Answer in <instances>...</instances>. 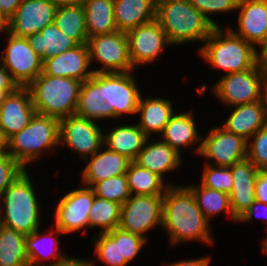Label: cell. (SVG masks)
<instances>
[{"instance_id":"obj_19","label":"cell","mask_w":267,"mask_h":266,"mask_svg":"<svg viewBox=\"0 0 267 266\" xmlns=\"http://www.w3.org/2000/svg\"><path fill=\"white\" fill-rule=\"evenodd\" d=\"M90 65L87 44H78L62 54L44 60L42 73L52 77H68L84 82L94 74Z\"/></svg>"},{"instance_id":"obj_39","label":"cell","mask_w":267,"mask_h":266,"mask_svg":"<svg viewBox=\"0 0 267 266\" xmlns=\"http://www.w3.org/2000/svg\"><path fill=\"white\" fill-rule=\"evenodd\" d=\"M200 184L206 188L230 194L233 187V177L230 167L204 164Z\"/></svg>"},{"instance_id":"obj_21","label":"cell","mask_w":267,"mask_h":266,"mask_svg":"<svg viewBox=\"0 0 267 266\" xmlns=\"http://www.w3.org/2000/svg\"><path fill=\"white\" fill-rule=\"evenodd\" d=\"M233 187L229 194L233 217L238 220L256 201L255 182L258 169L246 157L230 167Z\"/></svg>"},{"instance_id":"obj_9","label":"cell","mask_w":267,"mask_h":266,"mask_svg":"<svg viewBox=\"0 0 267 266\" xmlns=\"http://www.w3.org/2000/svg\"><path fill=\"white\" fill-rule=\"evenodd\" d=\"M3 35L7 38V45L0 52V62L19 87H27L42 73L43 61L31 48L27 38L8 32Z\"/></svg>"},{"instance_id":"obj_8","label":"cell","mask_w":267,"mask_h":266,"mask_svg":"<svg viewBox=\"0 0 267 266\" xmlns=\"http://www.w3.org/2000/svg\"><path fill=\"white\" fill-rule=\"evenodd\" d=\"M163 195H131L121 205L119 228L148 241L147 231L162 227Z\"/></svg>"},{"instance_id":"obj_45","label":"cell","mask_w":267,"mask_h":266,"mask_svg":"<svg viewBox=\"0 0 267 266\" xmlns=\"http://www.w3.org/2000/svg\"><path fill=\"white\" fill-rule=\"evenodd\" d=\"M262 210V211H261ZM261 211L259 214L260 216H263L266 218V224H267V204L255 201L253 202L248 210L237 220V222H243V223H250V221L254 220V217L256 218L258 216V212ZM263 214V215H262ZM260 216H258L260 218ZM262 217V218H263ZM261 219V218H260ZM265 232H267V225L265 226Z\"/></svg>"},{"instance_id":"obj_5","label":"cell","mask_w":267,"mask_h":266,"mask_svg":"<svg viewBox=\"0 0 267 266\" xmlns=\"http://www.w3.org/2000/svg\"><path fill=\"white\" fill-rule=\"evenodd\" d=\"M60 120L36 113L29 124L8 140V154L25 170L44 152L59 148Z\"/></svg>"},{"instance_id":"obj_56","label":"cell","mask_w":267,"mask_h":266,"mask_svg":"<svg viewBox=\"0 0 267 266\" xmlns=\"http://www.w3.org/2000/svg\"><path fill=\"white\" fill-rule=\"evenodd\" d=\"M266 236H267V234H266ZM261 243H262L261 245H267V237L263 238V241Z\"/></svg>"},{"instance_id":"obj_48","label":"cell","mask_w":267,"mask_h":266,"mask_svg":"<svg viewBox=\"0 0 267 266\" xmlns=\"http://www.w3.org/2000/svg\"><path fill=\"white\" fill-rule=\"evenodd\" d=\"M211 255H204L203 257H197L195 259H186L178 260L174 262H167L165 266H210L211 263Z\"/></svg>"},{"instance_id":"obj_3","label":"cell","mask_w":267,"mask_h":266,"mask_svg":"<svg viewBox=\"0 0 267 266\" xmlns=\"http://www.w3.org/2000/svg\"><path fill=\"white\" fill-rule=\"evenodd\" d=\"M156 20L171 46L203 42L215 28L189 0H156Z\"/></svg>"},{"instance_id":"obj_33","label":"cell","mask_w":267,"mask_h":266,"mask_svg":"<svg viewBox=\"0 0 267 266\" xmlns=\"http://www.w3.org/2000/svg\"><path fill=\"white\" fill-rule=\"evenodd\" d=\"M131 195H164L170 185L154 172L131 161L126 172Z\"/></svg>"},{"instance_id":"obj_49","label":"cell","mask_w":267,"mask_h":266,"mask_svg":"<svg viewBox=\"0 0 267 266\" xmlns=\"http://www.w3.org/2000/svg\"><path fill=\"white\" fill-rule=\"evenodd\" d=\"M22 0H0V12L8 21L16 12Z\"/></svg>"},{"instance_id":"obj_55","label":"cell","mask_w":267,"mask_h":266,"mask_svg":"<svg viewBox=\"0 0 267 266\" xmlns=\"http://www.w3.org/2000/svg\"><path fill=\"white\" fill-rule=\"evenodd\" d=\"M261 247H262V252H263V255L266 253V255H267V245H261Z\"/></svg>"},{"instance_id":"obj_31","label":"cell","mask_w":267,"mask_h":266,"mask_svg":"<svg viewBox=\"0 0 267 266\" xmlns=\"http://www.w3.org/2000/svg\"><path fill=\"white\" fill-rule=\"evenodd\" d=\"M27 39L42 61L78 45L75 40L62 33L54 23L47 25L39 33L28 36Z\"/></svg>"},{"instance_id":"obj_44","label":"cell","mask_w":267,"mask_h":266,"mask_svg":"<svg viewBox=\"0 0 267 266\" xmlns=\"http://www.w3.org/2000/svg\"><path fill=\"white\" fill-rule=\"evenodd\" d=\"M19 86L12 79L9 72L5 69V67L0 62V105L4 101V98L7 94L15 91Z\"/></svg>"},{"instance_id":"obj_40","label":"cell","mask_w":267,"mask_h":266,"mask_svg":"<svg viewBox=\"0 0 267 266\" xmlns=\"http://www.w3.org/2000/svg\"><path fill=\"white\" fill-rule=\"evenodd\" d=\"M247 158L258 170H267V124L247 141Z\"/></svg>"},{"instance_id":"obj_41","label":"cell","mask_w":267,"mask_h":266,"mask_svg":"<svg viewBox=\"0 0 267 266\" xmlns=\"http://www.w3.org/2000/svg\"><path fill=\"white\" fill-rule=\"evenodd\" d=\"M215 27H221L212 15L236 11L238 0H189Z\"/></svg>"},{"instance_id":"obj_25","label":"cell","mask_w":267,"mask_h":266,"mask_svg":"<svg viewBox=\"0 0 267 266\" xmlns=\"http://www.w3.org/2000/svg\"><path fill=\"white\" fill-rule=\"evenodd\" d=\"M48 231L40 233L39 228L25 237L29 266L52 265L68 257L59 249L61 241L58 238L65 234L57 227L49 228ZM47 261L51 263L46 264Z\"/></svg>"},{"instance_id":"obj_53","label":"cell","mask_w":267,"mask_h":266,"mask_svg":"<svg viewBox=\"0 0 267 266\" xmlns=\"http://www.w3.org/2000/svg\"><path fill=\"white\" fill-rule=\"evenodd\" d=\"M8 30V21L0 12V35L4 34Z\"/></svg>"},{"instance_id":"obj_32","label":"cell","mask_w":267,"mask_h":266,"mask_svg":"<svg viewBox=\"0 0 267 266\" xmlns=\"http://www.w3.org/2000/svg\"><path fill=\"white\" fill-rule=\"evenodd\" d=\"M54 24L69 38L78 44H87L88 36L85 23V10L82 2L78 4L58 5Z\"/></svg>"},{"instance_id":"obj_34","label":"cell","mask_w":267,"mask_h":266,"mask_svg":"<svg viewBox=\"0 0 267 266\" xmlns=\"http://www.w3.org/2000/svg\"><path fill=\"white\" fill-rule=\"evenodd\" d=\"M186 186L195 196L198 207L209 222H211L213 217L215 218L217 215L225 213L226 216L227 214L230 216V221L232 220L233 223H238L233 217L229 194L206 188L200 183Z\"/></svg>"},{"instance_id":"obj_23","label":"cell","mask_w":267,"mask_h":266,"mask_svg":"<svg viewBox=\"0 0 267 266\" xmlns=\"http://www.w3.org/2000/svg\"><path fill=\"white\" fill-rule=\"evenodd\" d=\"M83 161L86 166L80 171V182L88 187L107 178L126 174L131 162L126 156L109 150L104 145L92 157Z\"/></svg>"},{"instance_id":"obj_15","label":"cell","mask_w":267,"mask_h":266,"mask_svg":"<svg viewBox=\"0 0 267 266\" xmlns=\"http://www.w3.org/2000/svg\"><path fill=\"white\" fill-rule=\"evenodd\" d=\"M75 114L96 122L112 119L109 73H94L82 82Z\"/></svg>"},{"instance_id":"obj_22","label":"cell","mask_w":267,"mask_h":266,"mask_svg":"<svg viewBox=\"0 0 267 266\" xmlns=\"http://www.w3.org/2000/svg\"><path fill=\"white\" fill-rule=\"evenodd\" d=\"M195 112L193 109L183 112H175L166 124L160 139L167 143L182 155V149H195V155H199L201 149L202 134L199 135ZM196 146L195 148H192ZM191 147V148H190Z\"/></svg>"},{"instance_id":"obj_13","label":"cell","mask_w":267,"mask_h":266,"mask_svg":"<svg viewBox=\"0 0 267 266\" xmlns=\"http://www.w3.org/2000/svg\"><path fill=\"white\" fill-rule=\"evenodd\" d=\"M199 156L206 159L205 164L231 167L247 157V140L228 132L221 125L214 126L205 137L202 136Z\"/></svg>"},{"instance_id":"obj_51","label":"cell","mask_w":267,"mask_h":266,"mask_svg":"<svg viewBox=\"0 0 267 266\" xmlns=\"http://www.w3.org/2000/svg\"><path fill=\"white\" fill-rule=\"evenodd\" d=\"M261 102L267 117V79H263L261 86Z\"/></svg>"},{"instance_id":"obj_37","label":"cell","mask_w":267,"mask_h":266,"mask_svg":"<svg viewBox=\"0 0 267 266\" xmlns=\"http://www.w3.org/2000/svg\"><path fill=\"white\" fill-rule=\"evenodd\" d=\"M121 205L106 199L94 197L89 211V228L97 229L98 233H107L120 224Z\"/></svg>"},{"instance_id":"obj_14","label":"cell","mask_w":267,"mask_h":266,"mask_svg":"<svg viewBox=\"0 0 267 266\" xmlns=\"http://www.w3.org/2000/svg\"><path fill=\"white\" fill-rule=\"evenodd\" d=\"M126 36L134 70L138 66L155 63L163 50L171 45L156 19L127 31Z\"/></svg>"},{"instance_id":"obj_18","label":"cell","mask_w":267,"mask_h":266,"mask_svg":"<svg viewBox=\"0 0 267 266\" xmlns=\"http://www.w3.org/2000/svg\"><path fill=\"white\" fill-rule=\"evenodd\" d=\"M36 114L27 87H18L0 105V130L8 140L24 129Z\"/></svg>"},{"instance_id":"obj_20","label":"cell","mask_w":267,"mask_h":266,"mask_svg":"<svg viewBox=\"0 0 267 266\" xmlns=\"http://www.w3.org/2000/svg\"><path fill=\"white\" fill-rule=\"evenodd\" d=\"M129 72H109V97L112 107V119H121L124 115H136L141 89L133 74Z\"/></svg>"},{"instance_id":"obj_52","label":"cell","mask_w":267,"mask_h":266,"mask_svg":"<svg viewBox=\"0 0 267 266\" xmlns=\"http://www.w3.org/2000/svg\"><path fill=\"white\" fill-rule=\"evenodd\" d=\"M8 154V143L4 134L0 130V157Z\"/></svg>"},{"instance_id":"obj_17","label":"cell","mask_w":267,"mask_h":266,"mask_svg":"<svg viewBox=\"0 0 267 266\" xmlns=\"http://www.w3.org/2000/svg\"><path fill=\"white\" fill-rule=\"evenodd\" d=\"M237 11V29L226 27L257 48L267 39V0H238Z\"/></svg>"},{"instance_id":"obj_28","label":"cell","mask_w":267,"mask_h":266,"mask_svg":"<svg viewBox=\"0 0 267 266\" xmlns=\"http://www.w3.org/2000/svg\"><path fill=\"white\" fill-rule=\"evenodd\" d=\"M107 131L103 136V145L131 161L136 159L148 138L137 124L131 122L129 125L117 124L113 128L109 127Z\"/></svg>"},{"instance_id":"obj_42","label":"cell","mask_w":267,"mask_h":266,"mask_svg":"<svg viewBox=\"0 0 267 266\" xmlns=\"http://www.w3.org/2000/svg\"><path fill=\"white\" fill-rule=\"evenodd\" d=\"M147 240L143 237L126 232L120 229V250L121 260H125L128 264L136 259L137 255L142 251Z\"/></svg>"},{"instance_id":"obj_11","label":"cell","mask_w":267,"mask_h":266,"mask_svg":"<svg viewBox=\"0 0 267 266\" xmlns=\"http://www.w3.org/2000/svg\"><path fill=\"white\" fill-rule=\"evenodd\" d=\"M104 132L96 121L73 114L60 120L59 145L85 160L103 146Z\"/></svg>"},{"instance_id":"obj_7","label":"cell","mask_w":267,"mask_h":266,"mask_svg":"<svg viewBox=\"0 0 267 266\" xmlns=\"http://www.w3.org/2000/svg\"><path fill=\"white\" fill-rule=\"evenodd\" d=\"M90 64L102 67L91 69L93 73L129 72L133 68L129 55L126 32L116 31L111 34L96 35L88 38Z\"/></svg>"},{"instance_id":"obj_26","label":"cell","mask_w":267,"mask_h":266,"mask_svg":"<svg viewBox=\"0 0 267 266\" xmlns=\"http://www.w3.org/2000/svg\"><path fill=\"white\" fill-rule=\"evenodd\" d=\"M176 110L173 109V103L170 98L160 97H140L136 115L138 118L136 124L143 130L148 137L160 135L166 124L169 122Z\"/></svg>"},{"instance_id":"obj_16","label":"cell","mask_w":267,"mask_h":266,"mask_svg":"<svg viewBox=\"0 0 267 266\" xmlns=\"http://www.w3.org/2000/svg\"><path fill=\"white\" fill-rule=\"evenodd\" d=\"M58 5L51 0H22L15 14L8 20L7 32L27 38L54 23Z\"/></svg>"},{"instance_id":"obj_50","label":"cell","mask_w":267,"mask_h":266,"mask_svg":"<svg viewBox=\"0 0 267 266\" xmlns=\"http://www.w3.org/2000/svg\"><path fill=\"white\" fill-rule=\"evenodd\" d=\"M47 266H96V262H92L91 259H80L75 257L68 256L64 260L54 263L52 265Z\"/></svg>"},{"instance_id":"obj_12","label":"cell","mask_w":267,"mask_h":266,"mask_svg":"<svg viewBox=\"0 0 267 266\" xmlns=\"http://www.w3.org/2000/svg\"><path fill=\"white\" fill-rule=\"evenodd\" d=\"M94 197L93 189L82 184L67 191L55 206L53 227L59 228L66 236L89 229V211Z\"/></svg>"},{"instance_id":"obj_27","label":"cell","mask_w":267,"mask_h":266,"mask_svg":"<svg viewBox=\"0 0 267 266\" xmlns=\"http://www.w3.org/2000/svg\"><path fill=\"white\" fill-rule=\"evenodd\" d=\"M229 108L233 110L228 118H225L221 127L247 141L267 124V117L261 101Z\"/></svg>"},{"instance_id":"obj_43","label":"cell","mask_w":267,"mask_h":266,"mask_svg":"<svg viewBox=\"0 0 267 266\" xmlns=\"http://www.w3.org/2000/svg\"><path fill=\"white\" fill-rule=\"evenodd\" d=\"M25 169L9 154L0 157V196Z\"/></svg>"},{"instance_id":"obj_10","label":"cell","mask_w":267,"mask_h":266,"mask_svg":"<svg viewBox=\"0 0 267 266\" xmlns=\"http://www.w3.org/2000/svg\"><path fill=\"white\" fill-rule=\"evenodd\" d=\"M263 77L254 65L243 71L222 75L213 83L211 90L215 98L229 107L261 101Z\"/></svg>"},{"instance_id":"obj_36","label":"cell","mask_w":267,"mask_h":266,"mask_svg":"<svg viewBox=\"0 0 267 266\" xmlns=\"http://www.w3.org/2000/svg\"><path fill=\"white\" fill-rule=\"evenodd\" d=\"M94 256L91 261L100 262L106 266H128L129 264L125 260H121L120 250V228H115L107 233L95 232ZM96 255V257H95Z\"/></svg>"},{"instance_id":"obj_35","label":"cell","mask_w":267,"mask_h":266,"mask_svg":"<svg viewBox=\"0 0 267 266\" xmlns=\"http://www.w3.org/2000/svg\"><path fill=\"white\" fill-rule=\"evenodd\" d=\"M25 237L0 224V266H29Z\"/></svg>"},{"instance_id":"obj_30","label":"cell","mask_w":267,"mask_h":266,"mask_svg":"<svg viewBox=\"0 0 267 266\" xmlns=\"http://www.w3.org/2000/svg\"><path fill=\"white\" fill-rule=\"evenodd\" d=\"M88 38L117 31L114 0H83Z\"/></svg>"},{"instance_id":"obj_2","label":"cell","mask_w":267,"mask_h":266,"mask_svg":"<svg viewBox=\"0 0 267 266\" xmlns=\"http://www.w3.org/2000/svg\"><path fill=\"white\" fill-rule=\"evenodd\" d=\"M29 175L23 171L0 196V224L25 236L42 225L40 199Z\"/></svg>"},{"instance_id":"obj_47","label":"cell","mask_w":267,"mask_h":266,"mask_svg":"<svg viewBox=\"0 0 267 266\" xmlns=\"http://www.w3.org/2000/svg\"><path fill=\"white\" fill-rule=\"evenodd\" d=\"M256 201L267 204V170H259L255 182Z\"/></svg>"},{"instance_id":"obj_38","label":"cell","mask_w":267,"mask_h":266,"mask_svg":"<svg viewBox=\"0 0 267 266\" xmlns=\"http://www.w3.org/2000/svg\"><path fill=\"white\" fill-rule=\"evenodd\" d=\"M91 188L96 197L119 203L120 205L124 204L131 196L126 174L96 182Z\"/></svg>"},{"instance_id":"obj_4","label":"cell","mask_w":267,"mask_h":266,"mask_svg":"<svg viewBox=\"0 0 267 266\" xmlns=\"http://www.w3.org/2000/svg\"><path fill=\"white\" fill-rule=\"evenodd\" d=\"M198 48L204 62L224 74L243 72L255 65V48L228 27H215Z\"/></svg>"},{"instance_id":"obj_29","label":"cell","mask_w":267,"mask_h":266,"mask_svg":"<svg viewBox=\"0 0 267 266\" xmlns=\"http://www.w3.org/2000/svg\"><path fill=\"white\" fill-rule=\"evenodd\" d=\"M117 31L127 32L156 19V0H114Z\"/></svg>"},{"instance_id":"obj_1","label":"cell","mask_w":267,"mask_h":266,"mask_svg":"<svg viewBox=\"0 0 267 266\" xmlns=\"http://www.w3.org/2000/svg\"><path fill=\"white\" fill-rule=\"evenodd\" d=\"M174 246L200 242L212 246L211 223L202 214L195 196L185 185H170L163 195L162 227Z\"/></svg>"},{"instance_id":"obj_6","label":"cell","mask_w":267,"mask_h":266,"mask_svg":"<svg viewBox=\"0 0 267 266\" xmlns=\"http://www.w3.org/2000/svg\"><path fill=\"white\" fill-rule=\"evenodd\" d=\"M82 82L39 74L28 86L36 113L59 120L75 114Z\"/></svg>"},{"instance_id":"obj_24","label":"cell","mask_w":267,"mask_h":266,"mask_svg":"<svg viewBox=\"0 0 267 266\" xmlns=\"http://www.w3.org/2000/svg\"><path fill=\"white\" fill-rule=\"evenodd\" d=\"M182 158L181 154L160 138L155 141L148 137L134 162L165 179V174L168 176V173L171 174L182 166Z\"/></svg>"},{"instance_id":"obj_46","label":"cell","mask_w":267,"mask_h":266,"mask_svg":"<svg viewBox=\"0 0 267 266\" xmlns=\"http://www.w3.org/2000/svg\"><path fill=\"white\" fill-rule=\"evenodd\" d=\"M255 48V66L263 79H267V39Z\"/></svg>"},{"instance_id":"obj_54","label":"cell","mask_w":267,"mask_h":266,"mask_svg":"<svg viewBox=\"0 0 267 266\" xmlns=\"http://www.w3.org/2000/svg\"><path fill=\"white\" fill-rule=\"evenodd\" d=\"M53 3L57 5H68V4H78L83 0H51Z\"/></svg>"}]
</instances>
